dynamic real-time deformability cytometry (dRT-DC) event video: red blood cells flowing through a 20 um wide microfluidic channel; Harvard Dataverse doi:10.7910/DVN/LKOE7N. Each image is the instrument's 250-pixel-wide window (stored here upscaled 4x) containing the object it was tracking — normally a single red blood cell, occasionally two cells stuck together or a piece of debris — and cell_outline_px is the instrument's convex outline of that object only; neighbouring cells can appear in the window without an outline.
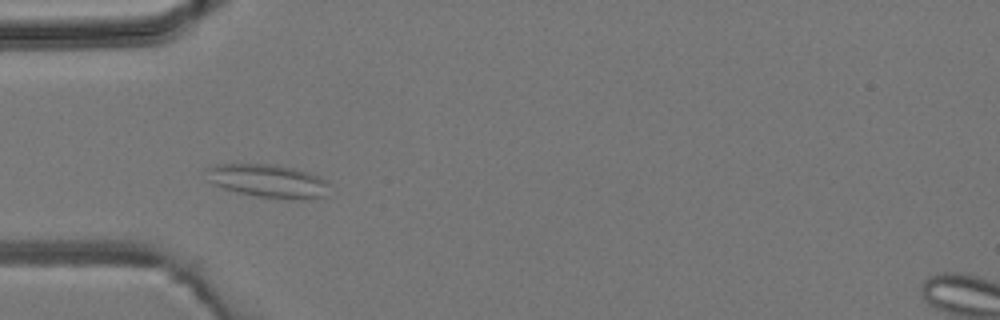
{"species": "common noctule bat (a hibernating species)", "species_latin": "Nyctalus noctula", "temperature_condition": "room temperature", "stored_images_in_passage": 5, "camera_frame_rate_fps": 3000, "um_per_image_px": 0.085, "animal": {"sex": "male", "body_mass_g": 19.2, "forearm_length_mm": 51.8}, "frame": {"image": 1, "passage_image": 3, "time_ms": 2.333, "image_size_px": [1000, 320], "cell_outline_px": [[328, 196], [300, 200], [292, 200], [260, 196], [236, 192], [212, 184], [208, 180], [204, 168], [216, 164], [276, 164], [308, 172], [320, 176], [328, 184]], "centroid_in_image_um": [22.77, 15.38], "position_along_channel_um": 62.2, "area_um2": 24.1}}
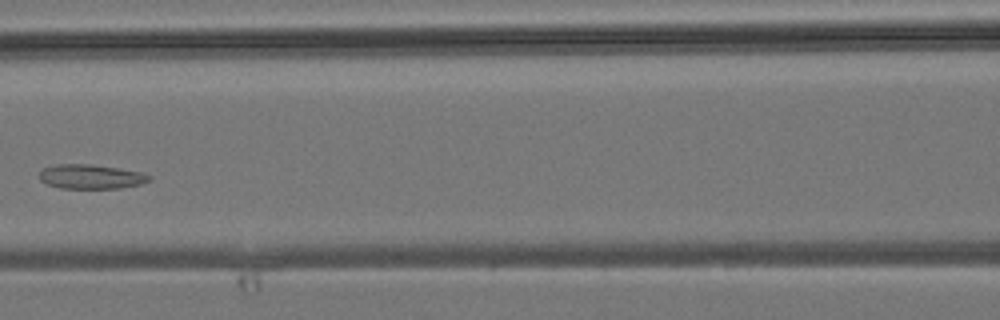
{"frame": {"image": 2, "passage_image": 5, "time_ms": 4.667, "image_size_px": [1000, 320], "cell_outline_px": [[152, 180], [140, 184], [120, 188], [60, 188], [48, 184], [40, 180], [40, 172], [44, 168], [56, 164], [88, 164], [116, 168], [140, 172], [152, 176]], "centroid_in_image_um": [7.74, 15.02], "position_along_channel_um": 158.9, "area_um2": 15.43}}